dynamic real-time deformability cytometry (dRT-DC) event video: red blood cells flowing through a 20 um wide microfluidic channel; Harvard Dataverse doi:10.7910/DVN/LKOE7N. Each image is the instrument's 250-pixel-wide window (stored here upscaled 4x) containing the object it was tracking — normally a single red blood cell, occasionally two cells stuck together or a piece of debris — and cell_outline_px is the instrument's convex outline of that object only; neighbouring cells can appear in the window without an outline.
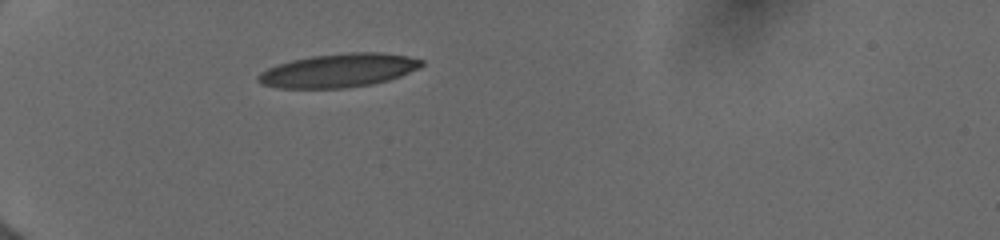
{"species": "human", "species_latin": "Homo sapiens", "temperature_condition": "cold", "stored_images_in_passage": 4, "camera_frame_rate_fps": 3000, "um_per_image_px": 0.085, "donor": {"sex": "female"}, "frame": {"image": 1, "passage_image": 1, "time_ms": 0.0, "image_size_px": [1000, 240], "cell_outline_px": [[424, 64], [420, 68], [400, 76], [388, 80], [372, 84], [344, 88], [276, 88], [260, 84], [256, 80], [256, 76], [260, 72], [276, 64], [292, 60], [312, 56], [348, 52], [380, 52], [408, 56], [424, 60]], "centroid_in_image_um": [28.76, 5.99], "position_along_channel_um": 56.2, "area_um2": 32.25}}
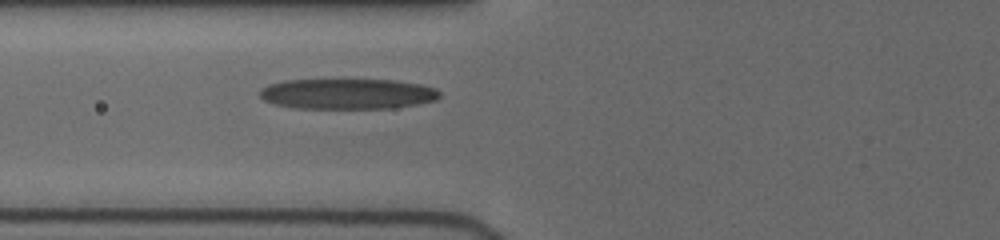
{"frame": {"image": 2, "passage_image": 4, "time_ms": 1.667, "image_size_px": [1000, 240], "cell_outline_px": [[440, 96], [436, 100], [416, 104], [388, 108], [292, 108], [276, 104], [264, 100], [260, 96], [260, 88], [268, 84], [284, 80], [392, 80], [420, 84], [436, 88], [440, 92]], "centroid_in_image_um": [29.51, 7.97], "position_along_channel_um": 96.3, "area_um2": 31.85}}